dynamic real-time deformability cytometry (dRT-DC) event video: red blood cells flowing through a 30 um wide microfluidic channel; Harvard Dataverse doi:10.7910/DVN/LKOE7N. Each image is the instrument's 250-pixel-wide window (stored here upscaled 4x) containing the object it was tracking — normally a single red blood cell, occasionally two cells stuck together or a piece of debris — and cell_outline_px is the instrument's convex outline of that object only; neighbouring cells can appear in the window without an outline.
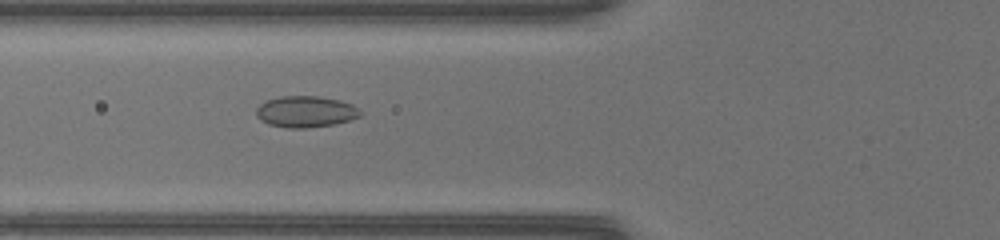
{"species": "common noctule bat (a hibernating species)", "species_latin": "Nyctalus noctula", "temperature_condition": "warm", "stored_images_in_passage": 34, "camera_frame_rate_fps": 3000, "um_per_image_px": 0.085, "animal": {"sex": "female", "body_mass_g": 17.0, "forearm_length_mm": 48.0}, "frame": {"image": 1, "passage_image": 4, "time_ms": 1.0, "image_size_px": [1000, 240], "cell_outline_px": [[364, 112], [360, 116], [336, 124], [304, 128], [288, 128], [268, 124], [260, 120], [256, 116], [256, 108], [260, 104], [268, 100], [280, 96], [316, 96], [340, 100], [352, 104], [360, 108]], "centroid_in_image_um": [26.0, 9.49], "position_along_channel_um": 99.8, "area_um2": 19.13}}
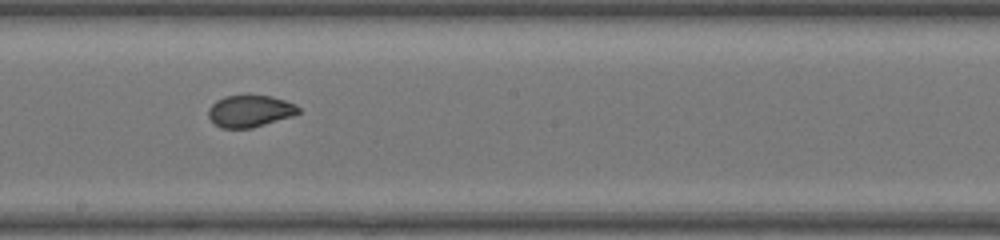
{"frame": {"image": 2, "passage_image": 13, "time_ms": 4.0, "image_size_px": [1000, 240], "cell_outline_px": [[300, 112], [292, 116], [252, 128], [220, 128], [208, 116], [208, 108], [216, 100], [224, 96], [272, 96], [296, 104], [300, 108]], "centroid_in_image_um": [21.24, 9.44], "position_along_channel_um": 227.0, "area_um2": 16.65}}
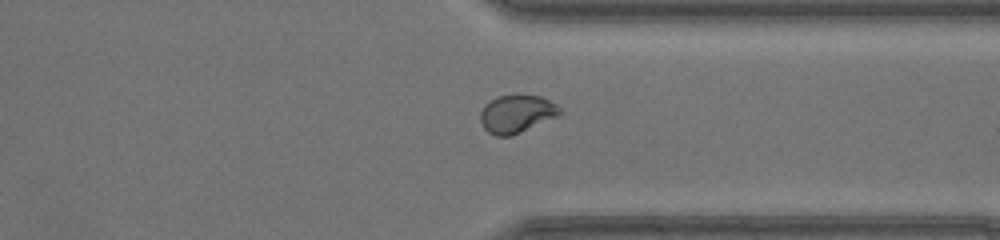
{"frame": {"image": 3, "passage_image": 23, "time_ms": 7.333, "image_size_px": [1000, 240], "cell_outline_px": [[564, 112], [560, 116], [512, 136], [496, 136], [488, 132], [484, 128], [480, 120], [480, 112], [484, 104], [496, 96], [540, 96], [556, 104]], "centroid_in_image_um": [43.93, 9.7], "position_along_channel_um": 367.5, "area_um2": 17.69}, "authors_computed_cell_mechanics": {"area_um2": 17.7446, "velocity_mm_per_s": 4.2255, "shape_relaxation_time_tau1_ms": null, "shape_relaxation_time_tau2_ms": 0.7018, "deformation_change_tau1": null, "deformation_change_tau2": 0.0477}}